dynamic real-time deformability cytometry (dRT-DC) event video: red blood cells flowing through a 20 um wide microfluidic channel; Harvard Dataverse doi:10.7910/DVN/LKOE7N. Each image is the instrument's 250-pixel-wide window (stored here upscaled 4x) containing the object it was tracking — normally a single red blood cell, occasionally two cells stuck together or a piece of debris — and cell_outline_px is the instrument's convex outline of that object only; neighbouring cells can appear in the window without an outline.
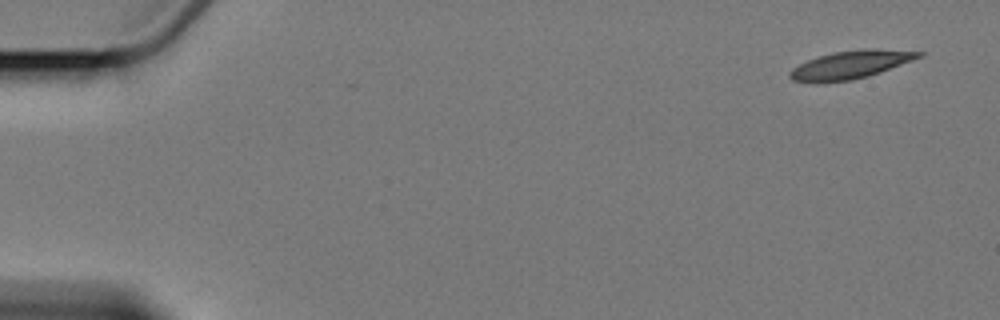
{"species": "Egyptian fruit bat (a non-hibernating species)", "species_latin": "Rousettus aegyptiacus", "temperature_condition": "cold", "stored_images_in_passage": 4, "camera_frame_rate_fps": 3000, "um_per_image_px": 0.085, "animal": {"sex": "female"}, "frame": {"image": 1, "passage_image": 1, "time_ms": 0.0, "image_size_px": [1000, 320], "cell_outline_px": [[924, 56], [880, 72], [868, 76], [852, 80], [816, 84], [792, 80], [788, 76], [788, 72], [792, 68], [808, 60], [832, 52], [864, 48], [876, 48], [924, 52]], "centroid_in_image_um": [72.28, 5.51], "position_along_channel_um": 12.7, "area_um2": 21.39}}